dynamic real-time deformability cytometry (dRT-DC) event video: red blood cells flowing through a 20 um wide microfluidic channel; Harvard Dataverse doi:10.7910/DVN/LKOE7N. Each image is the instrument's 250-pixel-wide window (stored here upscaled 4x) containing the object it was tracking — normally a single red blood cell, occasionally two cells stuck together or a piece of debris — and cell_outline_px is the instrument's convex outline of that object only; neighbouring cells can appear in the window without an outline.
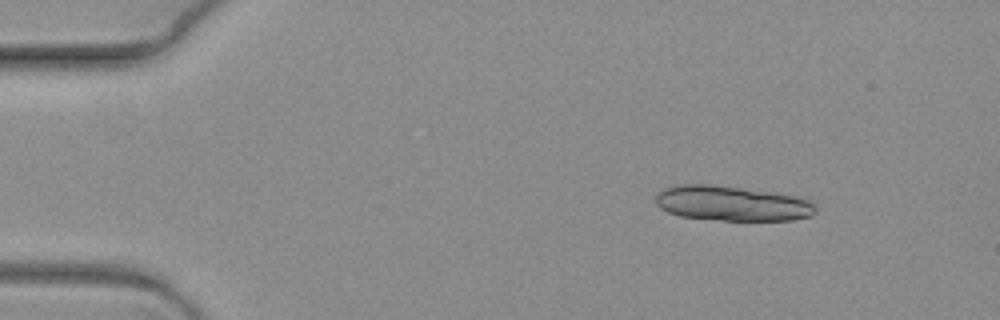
{"species": "common noctule bat (a hibernating species)", "species_latin": "Nyctalus noctula", "temperature_condition": "warm", "stored_images_in_passage": 13, "segment_of_instrument_passage": [1, 2], "camera_frame_rate_fps": 3000, "um_per_image_px": 0.085, "animal": {"sex": "female", "body_mass_g": 19.3, "forearm_length_mm": 54.1}, "frame": {"image": 1, "passage_image": 3, "time_ms": 0.667, "image_size_px": [1000, 320], "cell_outline_px": [[816, 212], [812, 216], [792, 220], [724, 220], [680, 216], [668, 212], [660, 208], [656, 204], [656, 196], [664, 188], [676, 184], [712, 184], [796, 196], [808, 200], [816, 208]], "centroid_in_image_um": [62.19, 17.29], "position_along_channel_um": 22.8, "area_um2": 32.37}}